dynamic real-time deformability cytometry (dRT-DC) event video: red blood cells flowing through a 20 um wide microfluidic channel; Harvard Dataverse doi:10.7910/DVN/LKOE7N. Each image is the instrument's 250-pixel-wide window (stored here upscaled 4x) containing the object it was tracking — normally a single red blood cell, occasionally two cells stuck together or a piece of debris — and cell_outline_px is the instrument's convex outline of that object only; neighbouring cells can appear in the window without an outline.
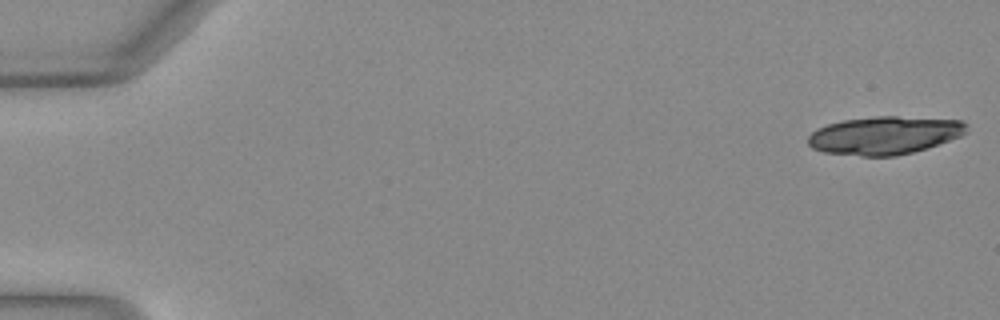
{"species": "Egyptian fruit bat (a non-hibernating species)", "species_latin": "Rousettus aegyptiacus", "temperature_condition": "warm", "stored_images_in_passage": 18, "camera_frame_rate_fps": 3000, "um_per_image_px": 0.085, "animal": {"sex": "female"}, "frame": {"image": 1, "passage_image": 1, "time_ms": 0.0, "image_size_px": [1000, 320], "cell_outline_px": [[968, 132], [960, 136], [912, 152], [896, 156], [860, 156], [824, 152], [812, 148], [808, 144], [808, 136], [816, 128], [828, 124], [844, 120], [876, 116], [896, 116], [964, 120], [968, 124]], "centroid_in_image_um": [75.18, 11.49], "position_along_channel_um": 9.8, "area_um2": 35.14}}